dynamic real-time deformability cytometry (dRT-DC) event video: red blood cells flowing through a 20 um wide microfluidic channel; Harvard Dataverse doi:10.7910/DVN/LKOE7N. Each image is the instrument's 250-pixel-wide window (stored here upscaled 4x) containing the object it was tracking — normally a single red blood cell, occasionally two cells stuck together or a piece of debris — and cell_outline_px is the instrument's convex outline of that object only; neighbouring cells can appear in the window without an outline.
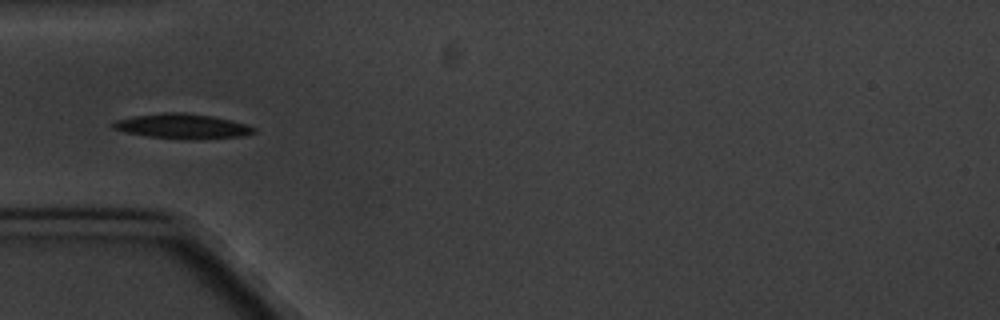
{"species": "common noctule bat (a hibernating species)", "species_latin": "Nyctalus noctula", "temperature_condition": "cold", "stored_images_in_passage": 7, "camera_frame_rate_fps": 3000, "um_per_image_px": 0.085, "animal": {"sex": "male", "body_mass_g": 20.1, "forearm_length_mm": 53.5}, "frame": {"image": 1, "passage_image": 4, "time_ms": 3.667, "image_size_px": [1000, 320], "cell_outline_px": [[256, 132], [244, 136], [196, 140], [188, 140], [148, 136], [124, 132], [112, 128], [108, 124], [116, 120], [132, 116], [164, 112], [184, 112], [212, 116], [232, 120], [248, 124], [256, 128]], "centroid_in_image_um": [15.51, 10.73], "position_along_channel_um": 69.5, "area_um2": 20.87}}